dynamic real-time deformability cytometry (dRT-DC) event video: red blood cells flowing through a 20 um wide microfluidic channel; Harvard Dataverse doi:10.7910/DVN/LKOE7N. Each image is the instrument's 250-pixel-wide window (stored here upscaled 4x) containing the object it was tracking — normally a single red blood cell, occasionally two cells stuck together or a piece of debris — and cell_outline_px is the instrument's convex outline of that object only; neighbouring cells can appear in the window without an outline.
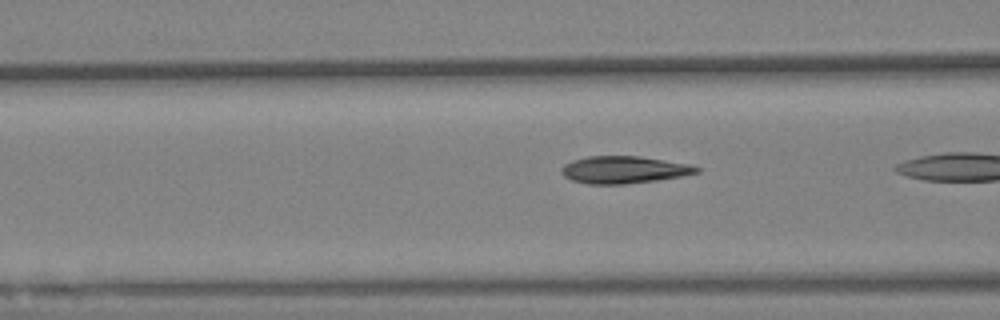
{"species": "Egyptian fruit bat (a non-hibernating species)", "species_latin": "Rousettus aegyptiacus", "temperature_condition": "warm", "stored_images_in_passage": 8, "camera_frame_rate_fps": 3000, "um_per_image_px": 0.085, "animal": {"sex": "female"}, "frame": {"image": 1, "passage_image": 7, "time_ms": 2.0, "image_size_px": [1000, 320], "cell_outline_px": [[700, 172], [680, 176], [656, 180], [624, 184], [588, 184], [572, 180], [564, 176], [560, 172], [560, 168], [564, 164], [572, 160], [588, 156], [640, 156], [688, 164], [700, 168]], "centroid_in_image_um": [52.98, 14.42], "position_along_channel_um": 113.6, "area_um2": 21.39}}